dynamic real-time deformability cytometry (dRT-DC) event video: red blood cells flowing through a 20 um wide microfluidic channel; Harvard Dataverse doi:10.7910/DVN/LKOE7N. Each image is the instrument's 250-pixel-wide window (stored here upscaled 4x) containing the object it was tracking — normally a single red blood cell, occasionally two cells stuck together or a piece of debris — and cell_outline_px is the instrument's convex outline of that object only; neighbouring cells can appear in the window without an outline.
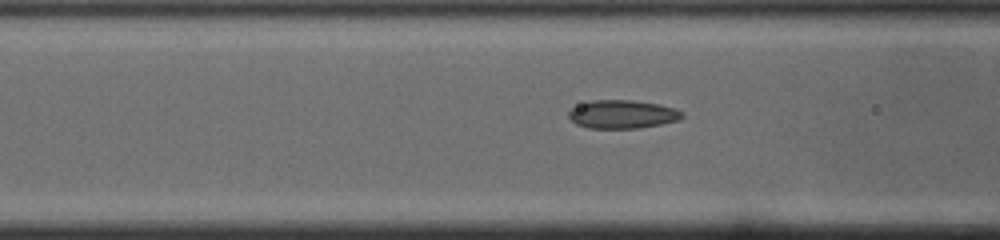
{"species": "common noctule bat (a hibernating species)", "species_latin": "Nyctalus noctula", "temperature_condition": "cold", "stored_images_in_passage": 15, "camera_frame_rate_fps": 3000, "um_per_image_px": 0.085, "animal": {"sex": "male", "body_mass_g": 19.0, "forearm_length_mm": 50.8}, "frame": {"image": 1, "passage_image": 13, "time_ms": 4.0, "image_size_px": [1000, 240], "cell_outline_px": [[684, 116], [676, 120], [660, 124], [636, 128], [588, 128], [576, 124], [568, 116], [568, 112], [572, 108], [580, 104], [592, 100], [632, 100], [656, 104], [676, 108]], "centroid_in_image_um": [52.86, 9.71], "position_along_channel_um": 113.7, "area_um2": 18.5}}